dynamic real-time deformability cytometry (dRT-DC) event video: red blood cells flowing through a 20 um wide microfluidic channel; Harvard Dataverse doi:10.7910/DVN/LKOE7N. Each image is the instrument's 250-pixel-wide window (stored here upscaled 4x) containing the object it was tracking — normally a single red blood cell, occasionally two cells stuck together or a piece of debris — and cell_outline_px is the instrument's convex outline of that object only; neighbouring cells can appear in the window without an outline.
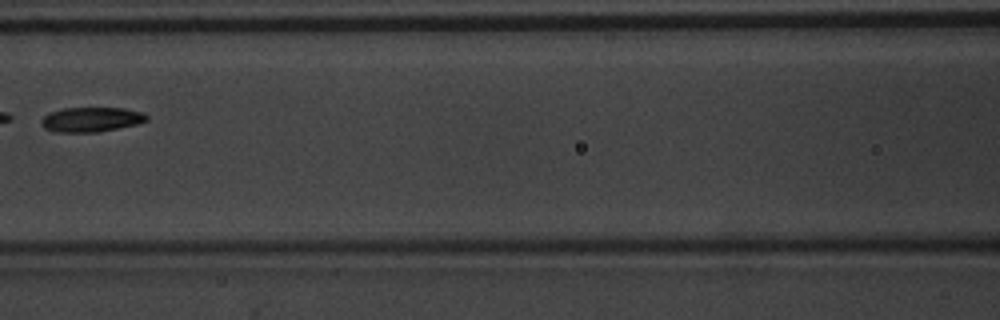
{"species": "common noctule bat (a hibernating species)", "species_latin": "Nyctalus noctula", "temperature_condition": "warm", "stored_images_in_passage": 5, "camera_frame_rate_fps": 3000, "um_per_image_px": 0.085, "animal": {"sex": "male", "body_mass_g": 20.1, "forearm_length_mm": 53.5}, "frame": {"image": 1, "passage_image": 5, "time_ms": 1.333, "image_size_px": [1000, 320], "cell_outline_px": [[148, 120], [136, 124], [100, 132], [56, 132], [44, 128], [40, 124], [40, 120], [48, 112], [64, 108], [124, 108], [144, 112], [148, 116]], "centroid_in_image_um": [7.74, 10.15], "position_along_channel_um": 158.9, "area_um2": 15.32}}